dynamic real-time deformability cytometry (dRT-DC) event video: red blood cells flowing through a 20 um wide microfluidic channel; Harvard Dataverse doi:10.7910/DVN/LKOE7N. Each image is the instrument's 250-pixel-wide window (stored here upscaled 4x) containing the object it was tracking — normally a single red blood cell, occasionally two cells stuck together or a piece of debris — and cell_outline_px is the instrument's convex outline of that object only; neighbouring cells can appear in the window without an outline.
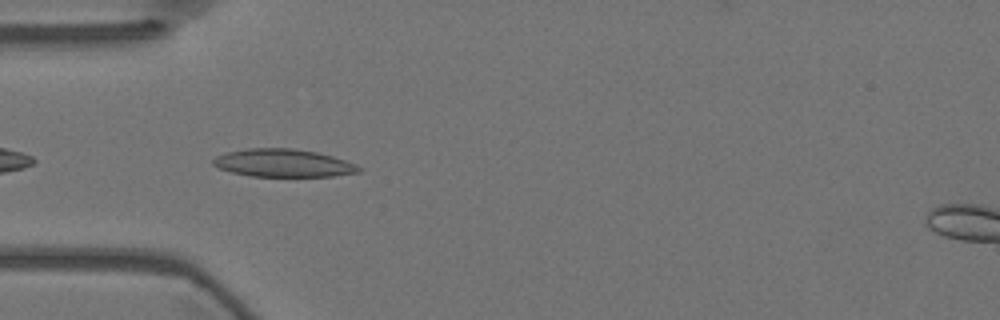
{"species": "Egyptian fruit bat (a non-hibernating species)", "species_latin": "Rousettus aegyptiacus", "temperature_condition": "warm", "stored_images_in_passage": 27, "camera_frame_rate_fps": 3000, "um_per_image_px": 0.085, "animal": {"sex": "female"}, "frame": {"image": 1, "passage_image": 3, "time_ms": 0.667, "image_size_px": [1000, 320], "cell_outline_px": [[364, 168], [360, 172], [332, 176], [248, 176], [232, 172], [220, 168], [212, 164], [212, 160], [216, 156], [224, 152], [248, 148], [292, 148], [316, 152], [332, 156], [356, 164]], "centroid_in_image_um": [24.07, 13.85], "position_along_channel_um": 60.9, "area_um2": 23.7}}
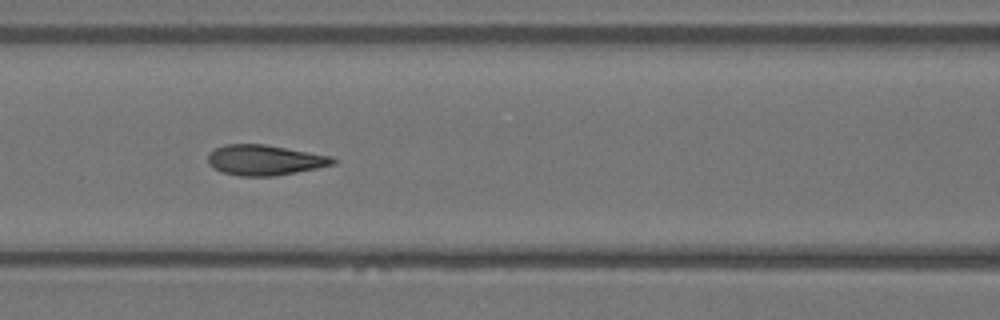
{"frame": {"image": 2, "passage_image": 10, "time_ms": 3.0, "image_size_px": [1000, 320], "cell_outline_px": [[336, 164], [296, 172], [272, 176], [240, 176], [224, 172], [212, 168], [208, 164], [208, 152], [224, 144], [264, 144], [332, 156], [336, 160]], "centroid_in_image_um": [22.48, 13.6], "position_along_channel_um": 144.1, "area_um2": 22.08}}
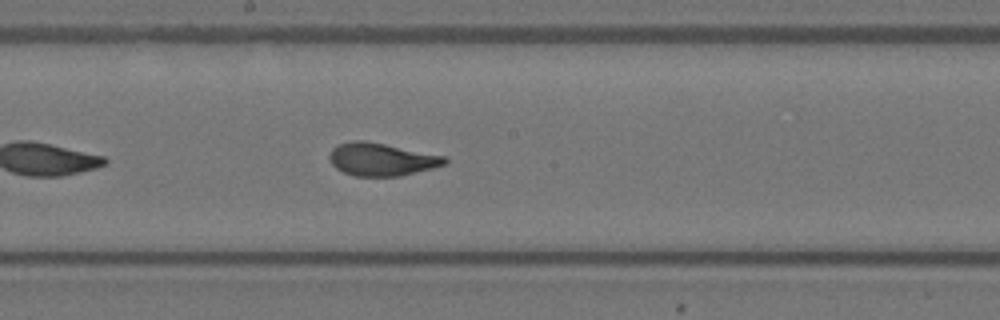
{"frame": {"image": 3, "passage_image": 16, "time_ms": 5.0, "image_size_px": [1000, 320], "cell_outline_px": [[448, 164], [400, 176], [356, 176], [344, 172], [336, 168], [332, 164], [328, 156], [332, 148], [336, 144], [352, 140], [364, 140], [448, 156]], "centroid_in_image_um": [32.44, 13.53], "position_along_channel_um": 215.8, "area_um2": 22.25}}